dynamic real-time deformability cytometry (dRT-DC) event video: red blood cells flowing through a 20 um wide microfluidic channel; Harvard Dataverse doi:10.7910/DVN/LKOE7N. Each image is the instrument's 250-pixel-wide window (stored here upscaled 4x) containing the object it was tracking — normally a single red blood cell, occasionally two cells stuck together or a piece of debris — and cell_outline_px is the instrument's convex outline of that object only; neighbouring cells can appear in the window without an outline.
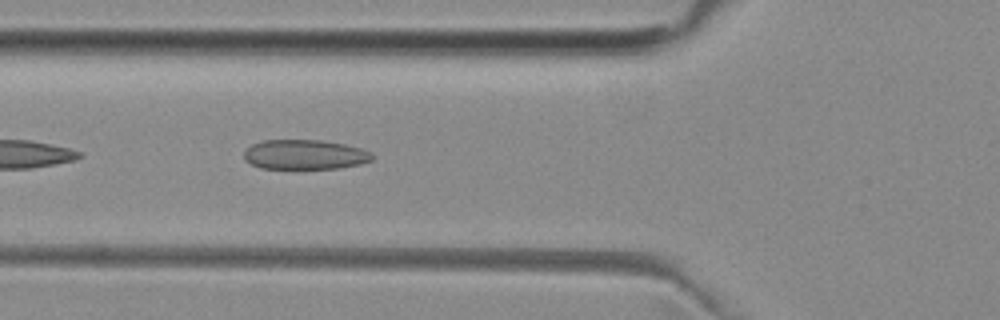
{"species": "common noctule bat (a hibernating species)", "species_latin": "Nyctalus noctula", "temperature_condition": "room temperature", "stored_images_in_passage": 32, "camera_frame_rate_fps": 3000, "um_per_image_px": 0.085, "animal": {"sex": "female", "body_mass_g": 29.2, "forearm_length_mm": 56.3}, "frame": {"image": 1, "passage_image": 4, "time_ms": 1.0, "image_size_px": [1000, 320], "cell_outline_px": [[372, 160], [360, 164], [340, 168], [260, 168], [244, 160], [244, 152], [252, 144], [264, 140], [320, 140], [344, 144], [360, 148], [372, 152]], "centroid_in_image_um": [25.91, 13.14], "position_along_channel_um": 99.9, "area_um2": 22.08}}
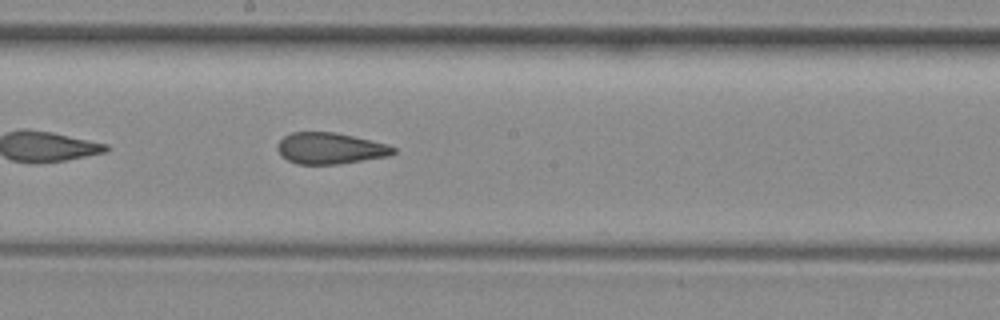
{"frame": {"image": 2, "passage_image": 13, "time_ms": 4.0, "image_size_px": [1000, 320], "cell_outline_px": [[396, 152], [388, 156], [340, 164], [296, 164], [280, 156], [276, 148], [276, 144], [284, 136], [292, 132], [336, 132], [388, 144], [396, 148]], "centroid_in_image_um": [28.04, 12.61], "position_along_channel_um": 220.2, "area_um2": 21.33}}
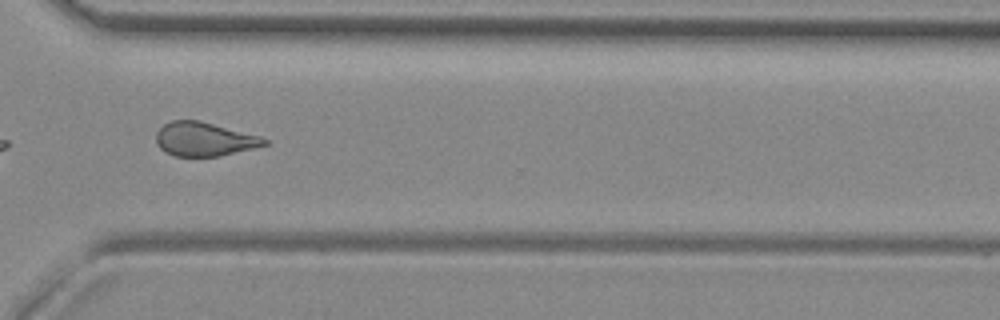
{"frame": {"image": 3, "passage_image": 23, "time_ms": 7.333, "image_size_px": [1000, 320], "cell_outline_px": [[268, 144], [256, 148], [220, 156], [176, 156], [164, 152], [156, 144], [156, 132], [164, 124], [172, 120], [200, 120], [260, 136], [268, 140]], "centroid_in_image_um": [17.36, 11.83], "position_along_channel_um": 353.2, "area_um2": 21.5}, "authors_computed_cell_mechanics": {"area_um2": 21.8484, "velocity_mm_per_s": 3.9937, "shape_relaxation_time_tau1_ms": null, "shape_relaxation_time_tau2_ms": 1.7657, "deformation_change_tau1": null, "deformation_change_tau2": 0.0951}}